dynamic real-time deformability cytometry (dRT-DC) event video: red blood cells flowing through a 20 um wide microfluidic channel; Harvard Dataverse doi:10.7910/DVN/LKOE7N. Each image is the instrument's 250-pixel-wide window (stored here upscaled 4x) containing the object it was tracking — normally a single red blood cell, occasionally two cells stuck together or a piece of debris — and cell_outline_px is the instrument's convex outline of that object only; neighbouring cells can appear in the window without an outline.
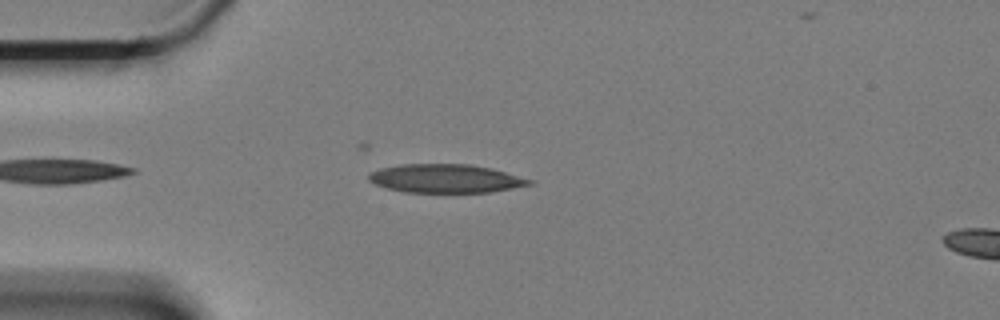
{"species": "Egyptian fruit bat (a non-hibernating species)", "species_latin": "Rousettus aegyptiacus", "temperature_condition": "cold", "stored_images_in_passage": 42, "camera_frame_rate_fps": 3000, "um_per_image_px": 0.085, "animal": {"sex": "female"}, "frame": {"image": 1, "passage_image": 1, "time_ms": 0.0, "image_size_px": [1000, 320], "cell_outline_px": [[536, 184], [488, 192], [404, 192], [388, 188], [376, 184], [368, 180], [368, 176], [372, 172], [384, 168], [404, 164], [468, 164], [492, 168], [536, 180]], "centroid_in_image_um": [37.98, 15.17], "position_along_channel_um": 47.0, "area_um2": 26.65}}
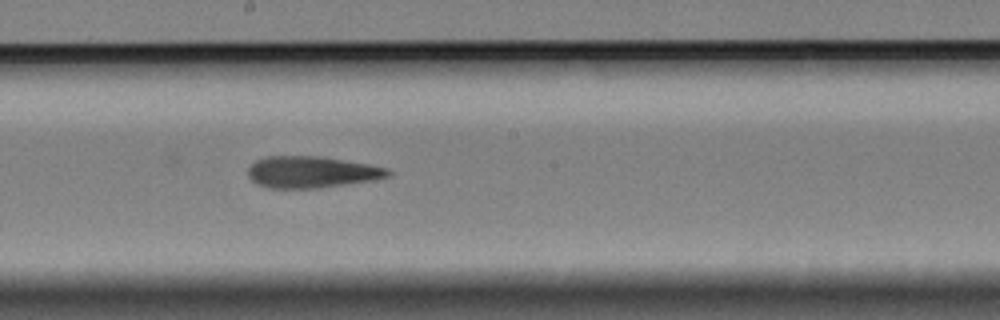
{"frame": {"image": 2, "passage_image": 18, "time_ms": 5.667, "image_size_px": [1000, 320], "cell_outline_px": [[392, 172], [388, 176], [372, 180], [320, 188], [268, 188], [256, 184], [248, 176], [248, 168], [256, 160], [268, 156], [320, 156], [368, 164], [384, 168]], "centroid_in_image_um": [26.43, 14.63], "position_along_channel_um": 221.8, "area_um2": 25.61}}
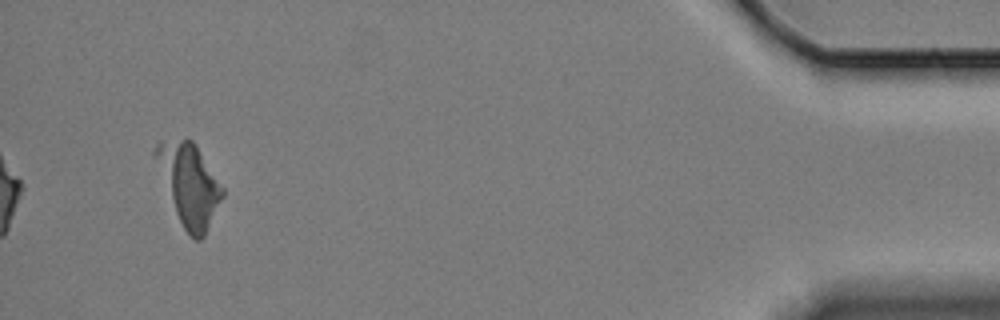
{"frame": {"image": 3, "passage_image": 42, "time_ms": 13.667, "image_size_px": [1000, 320], "cell_outline_px": [[224, 196], [204, 236], [200, 240], [192, 240], [188, 236], [176, 212], [152, 152], [156, 144], [180, 140], [192, 140], [196, 144], [224, 188]], "centroid_in_image_um": [16.12, 15.71], "position_along_channel_um": 419.1, "area_um2": 31.1}, "authors_computed_cell_mechanics": {"area_um2": 26.0967, "velocity_mm_per_s": 3.3329, "shape_relaxation_time_tau1_ms": null, "shape_relaxation_time_tau2_ms": 4.2746, "deformation_change_tau1": null, "deformation_change_tau2": 0.1491}}